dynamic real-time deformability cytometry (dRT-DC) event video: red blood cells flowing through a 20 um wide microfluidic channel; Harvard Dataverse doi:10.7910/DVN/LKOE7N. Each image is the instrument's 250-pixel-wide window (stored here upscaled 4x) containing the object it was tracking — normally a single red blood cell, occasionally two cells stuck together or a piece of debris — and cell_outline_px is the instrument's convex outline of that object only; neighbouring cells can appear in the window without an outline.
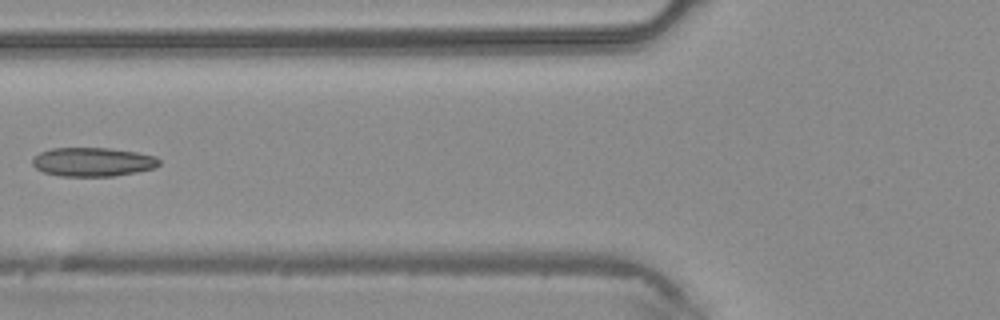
{"species": "common noctule bat (a hibernating species)", "species_latin": "Nyctalus noctula", "temperature_condition": "warm", "stored_images_in_passage": 4, "camera_frame_rate_fps": 3000, "um_per_image_px": 0.085, "animal": {"sex": "male", "body_mass_g": 20.4}, "frame": {"image": 1, "passage_image": 4, "time_ms": 1.0, "image_size_px": [1000, 320], "cell_outline_px": [[160, 164], [156, 168], [136, 172], [112, 176], [60, 176], [40, 172], [32, 164], [32, 160], [40, 152], [52, 148], [108, 148], [136, 152], [156, 156], [160, 160]], "centroid_in_image_um": [7.89, 13.77], "position_along_channel_um": 117.9, "area_um2": 21.44}}